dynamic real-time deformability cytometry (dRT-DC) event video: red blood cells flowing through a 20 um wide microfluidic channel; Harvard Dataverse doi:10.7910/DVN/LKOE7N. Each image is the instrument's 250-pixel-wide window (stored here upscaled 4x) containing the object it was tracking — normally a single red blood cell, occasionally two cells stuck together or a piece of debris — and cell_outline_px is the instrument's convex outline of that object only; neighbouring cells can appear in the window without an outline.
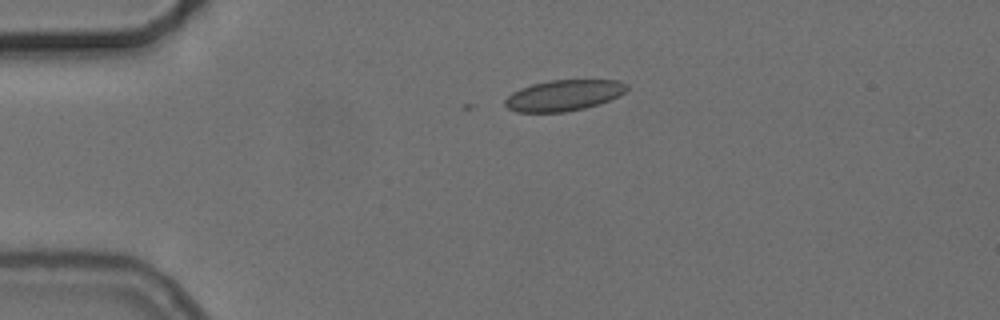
{"species": "common noctule bat (a hibernating species)", "species_latin": "Nyctalus noctula", "temperature_condition": "cold", "stored_images_in_passage": 2, "camera_frame_rate_fps": 3000, "um_per_image_px": 0.085, "animal": {"sex": "female", "body_mass_g": 24.6, "forearm_length_mm": 56.2}, "frame": {"image": 1, "passage_image": 2, "time_ms": 0.333, "image_size_px": [1000, 320], "cell_outline_px": [[628, 88], [624, 92], [600, 104], [584, 108], [564, 112], [516, 112], [508, 108], [504, 104], [504, 100], [512, 92], [520, 88], [532, 84], [548, 80], [620, 80], [628, 84]], "centroid_in_image_um": [47.9, 8.1], "position_along_channel_um": 37.1, "area_um2": 21.96}}